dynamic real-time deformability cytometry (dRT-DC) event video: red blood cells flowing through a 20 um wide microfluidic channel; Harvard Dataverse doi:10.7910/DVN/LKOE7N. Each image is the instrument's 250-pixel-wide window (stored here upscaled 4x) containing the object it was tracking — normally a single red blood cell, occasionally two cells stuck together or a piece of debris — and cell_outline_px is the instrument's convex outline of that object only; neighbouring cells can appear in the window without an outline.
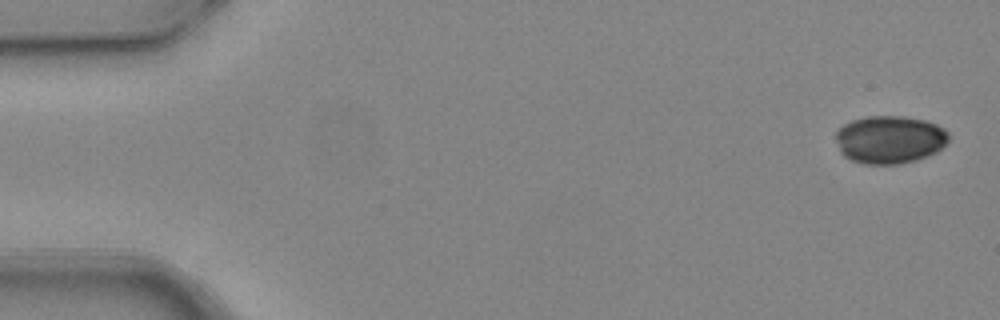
{"species": "common noctule bat (a hibernating species)", "species_latin": "Nyctalus noctula", "temperature_condition": "warm", "stored_images_in_passage": 5, "camera_frame_rate_fps": 3000, "um_per_image_px": 0.085, "animal": {"sex": "female", "body_mass_g": 24.6, "forearm_length_mm": 56.2}, "frame": {"image": 1, "passage_image": 1, "time_ms": 0.0, "image_size_px": [1000, 320], "cell_outline_px": [[948, 140], [936, 152], [916, 160], [896, 164], [864, 164], [852, 160], [844, 156], [840, 152], [836, 140], [836, 132], [844, 124], [852, 120], [868, 116], [904, 116], [924, 120], [936, 124], [944, 128], [948, 132]], "centroid_in_image_um": [75.61, 11.86], "position_along_channel_um": 9.4, "area_um2": 31.44}}
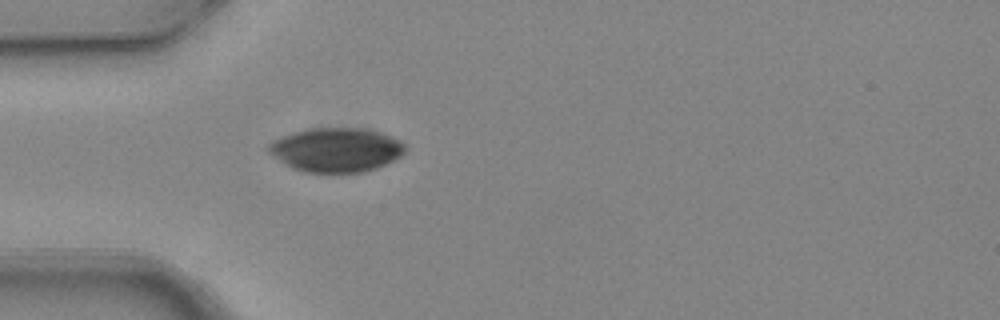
{"frame": {"image": 2, "passage_image": 5, "time_ms": 1.333, "image_size_px": [1000, 320], "cell_outline_px": [[408, 148], [396, 160], [376, 168], [360, 172], [304, 172], [292, 168], [284, 164], [268, 152], [268, 144], [272, 140], [292, 132], [312, 128], [364, 128], [380, 132], [392, 136], [408, 144]], "centroid_in_image_um": [28.6, 12.73], "position_along_channel_um": 56.4, "area_um2": 35.43}}